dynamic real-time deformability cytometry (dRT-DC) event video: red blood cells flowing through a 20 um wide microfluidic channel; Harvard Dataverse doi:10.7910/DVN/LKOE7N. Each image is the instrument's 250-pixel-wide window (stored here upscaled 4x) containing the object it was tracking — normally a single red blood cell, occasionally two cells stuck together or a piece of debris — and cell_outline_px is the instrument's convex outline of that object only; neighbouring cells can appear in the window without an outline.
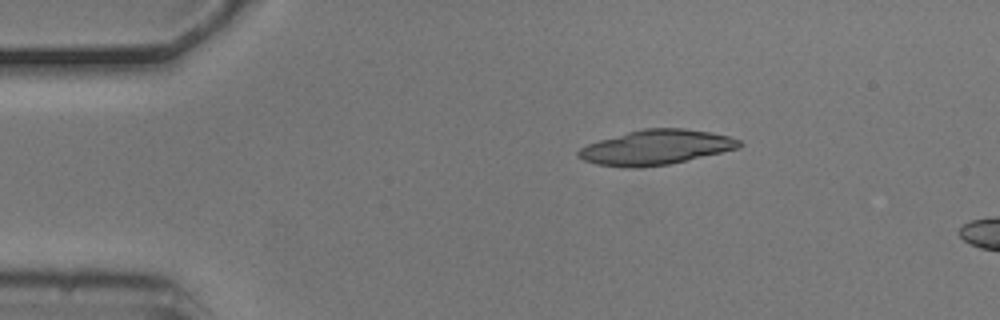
{"species": "common noctule bat (a hibernating species)", "species_latin": "Nyctalus noctula", "temperature_condition": "cold", "stored_images_in_passage": 4, "camera_frame_rate_fps": 3000, "um_per_image_px": 0.085, "animal": {"sex": "male", "body_mass_g": 20.5, "forearm_length_mm": 52.5}, "frame": {"image": 1, "passage_image": 2, "time_ms": 0.333, "image_size_px": [1000, 320], "cell_outline_px": [[744, 144], [740, 148], [668, 164], [640, 168], [620, 168], [596, 164], [584, 160], [576, 156], [576, 152], [580, 148], [588, 144], [600, 140], [628, 132], [644, 128], [684, 128], [712, 132], [728, 136], [740, 140]], "centroid_in_image_um": [55.75, 12.53], "position_along_channel_um": 29.2, "area_um2": 32.71}}